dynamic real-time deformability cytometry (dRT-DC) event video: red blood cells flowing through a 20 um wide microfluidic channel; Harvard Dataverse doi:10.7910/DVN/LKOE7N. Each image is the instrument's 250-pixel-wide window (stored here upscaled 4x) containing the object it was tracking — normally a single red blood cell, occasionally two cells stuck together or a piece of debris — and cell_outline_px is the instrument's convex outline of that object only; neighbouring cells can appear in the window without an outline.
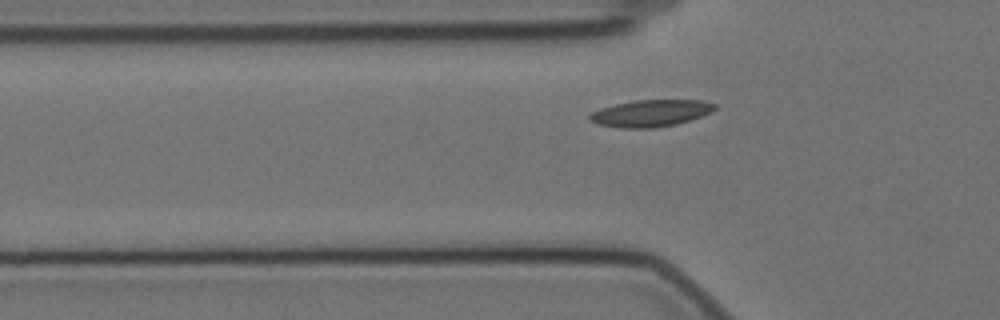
{"species": "Egyptian fruit bat (a non-hibernating species)", "species_latin": "Rousettus aegyptiacus", "temperature_condition": "cold", "stored_images_in_passage": 40, "camera_frame_rate_fps": 3000, "um_per_image_px": 0.085, "animal": {"sex": "female"}, "frame": {"image": 1, "passage_image": 5, "time_ms": 1.333, "image_size_px": [1000, 320], "cell_outline_px": [[716, 108], [712, 112], [676, 124], [652, 128], [620, 128], [596, 124], [588, 120], [588, 116], [592, 112], [600, 108], [616, 104], [636, 100], [704, 100], [716, 104]], "centroid_in_image_um": [55.28, 9.62], "position_along_channel_um": 70.5, "area_um2": 19.59}}
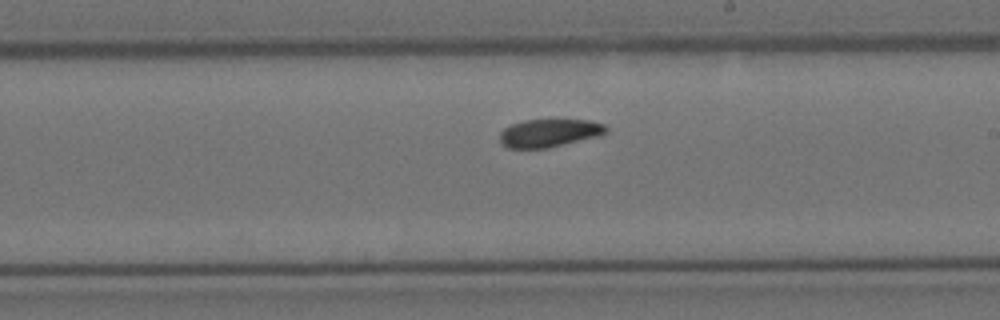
{"frame": {"image": 2, "passage_image": 20, "time_ms": 6.333, "image_size_px": [1000, 320], "cell_outline_px": [[608, 132], [596, 136], [548, 148], [508, 148], [500, 144], [500, 132], [504, 128], [512, 124], [524, 120], [592, 120], [604, 124], [608, 128]], "centroid_in_image_um": [46.67, 11.3], "position_along_channel_um": 242.3, "area_um2": 17.28}}
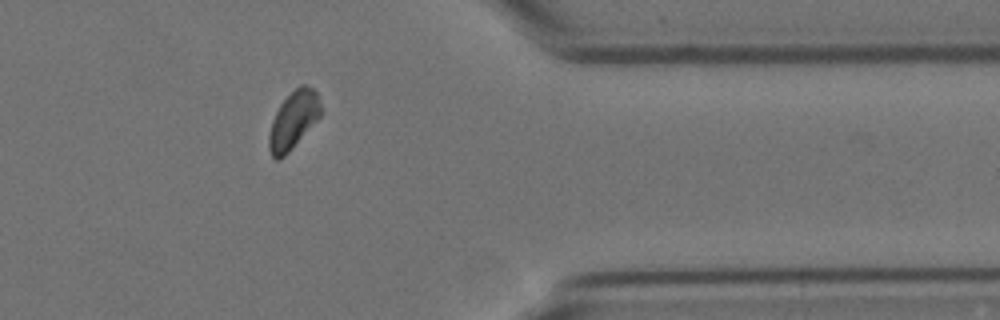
{"frame": {"image": 3, "passage_image": 34, "time_ms": 11.0, "image_size_px": [1000, 320], "cell_outline_px": [[320, 116], [288, 152], [280, 160], [276, 160], [272, 156], [268, 148], [268, 136], [272, 120], [280, 104], [300, 84], [308, 84], [316, 92], [320, 100]], "centroid_in_image_um": [24.91, 10.21], "position_along_channel_um": 386.5, "area_um2": 17.11}}